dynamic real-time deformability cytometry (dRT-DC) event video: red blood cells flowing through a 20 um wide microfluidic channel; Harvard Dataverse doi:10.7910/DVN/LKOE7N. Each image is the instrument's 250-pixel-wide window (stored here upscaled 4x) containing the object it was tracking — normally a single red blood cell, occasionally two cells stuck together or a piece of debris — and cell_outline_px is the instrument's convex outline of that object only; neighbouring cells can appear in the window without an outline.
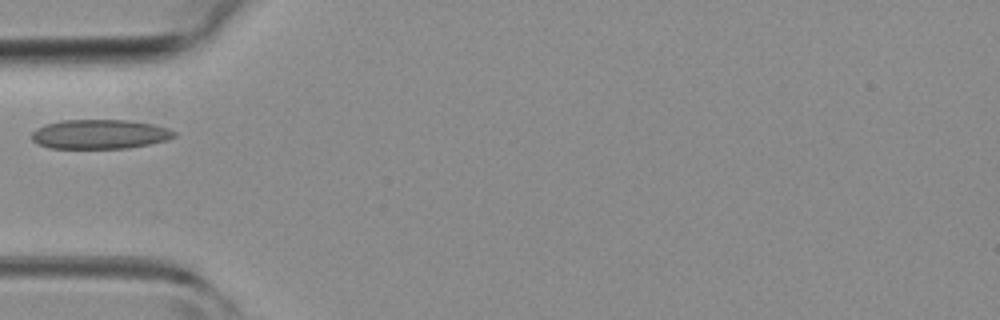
{"species": "common noctule bat (a hibernating species)", "species_latin": "Nyctalus noctula", "temperature_condition": "room temperature", "stored_images_in_passage": 1, "camera_frame_rate_fps": 3000, "um_per_image_px": 0.085, "animal": {"sex": "female", "body_mass_g": 19.3, "forearm_length_mm": 54.1}, "frame": {"image": 1, "passage_image": 1, "time_ms": 0.0, "image_size_px": [1000, 320], "cell_outline_px": [[176, 136], [168, 140], [128, 148], [48, 148], [32, 140], [32, 132], [36, 128], [44, 124], [60, 120], [128, 120], [152, 124], [168, 128], [176, 132]], "centroid_in_image_um": [8.48, 11.4], "position_along_channel_um": 76.5, "area_um2": 24.45}}